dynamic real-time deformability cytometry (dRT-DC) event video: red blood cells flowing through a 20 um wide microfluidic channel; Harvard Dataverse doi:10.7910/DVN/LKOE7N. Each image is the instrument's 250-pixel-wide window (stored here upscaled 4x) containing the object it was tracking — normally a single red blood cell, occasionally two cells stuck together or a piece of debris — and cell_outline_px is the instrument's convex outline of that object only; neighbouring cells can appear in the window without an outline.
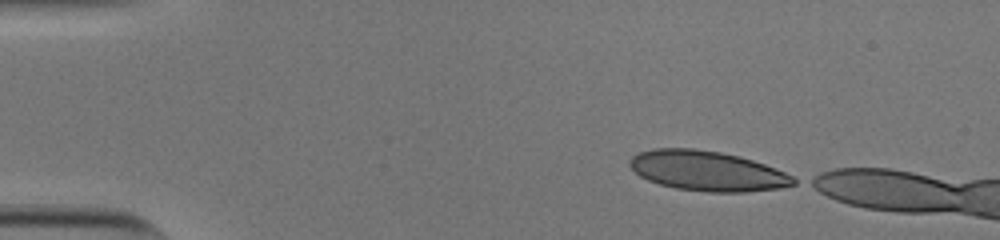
{"species": "human", "species_latin": "Homo sapiens", "temperature_condition": "cold", "stored_images_in_passage": 8, "camera_frame_rate_fps": 3000, "um_per_image_px": 0.085, "donor": {"sex": "male"}, "frame": {"image": 1, "passage_image": 1, "time_ms": 0.0, "image_size_px": [1000, 240], "cell_outline_px": [[800, 180], [796, 184], [780, 188], [744, 192], [708, 192], [676, 188], [660, 184], [648, 180], [640, 176], [628, 164], [628, 160], [632, 156], [640, 152], [652, 148], [692, 148], [720, 152], [740, 156], [764, 164], [784, 172]], "centroid_in_image_um": [60.12, 14.53], "position_along_channel_um": 24.9, "area_um2": 38.15}}